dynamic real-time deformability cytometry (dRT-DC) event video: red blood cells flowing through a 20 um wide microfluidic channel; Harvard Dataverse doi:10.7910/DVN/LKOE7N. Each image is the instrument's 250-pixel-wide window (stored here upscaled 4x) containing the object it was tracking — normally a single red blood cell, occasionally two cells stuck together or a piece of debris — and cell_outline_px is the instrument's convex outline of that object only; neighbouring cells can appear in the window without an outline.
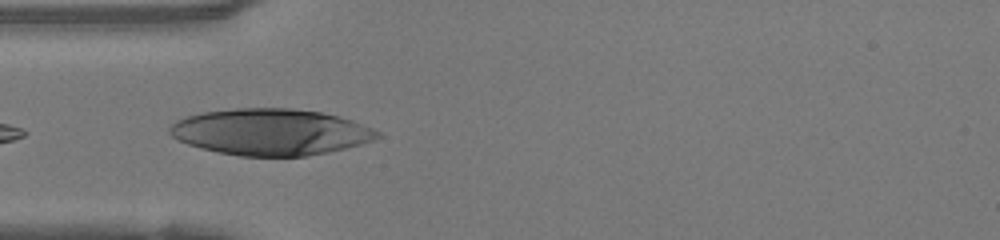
{"species": "human", "species_latin": "Homo sapiens", "temperature_condition": "warm", "stored_images_in_passage": 21, "camera_frame_rate_fps": 3000, "um_per_image_px": 0.085, "donor": {"sex": "female"}, "frame": {"image": 1, "passage_image": 1, "time_ms": 0.0, "image_size_px": [1000, 240], "cell_outline_px": [[380, 136], [372, 140], [360, 144], [328, 152], [304, 156], [240, 156], [200, 148], [188, 144], [172, 136], [168, 132], [168, 128], [176, 120], [188, 116], [204, 112], [236, 108], [292, 108], [320, 112], [340, 116], [352, 120], [372, 128], [380, 132]], "centroid_in_image_um": [23.0, 11.21], "position_along_channel_um": 62.0, "area_um2": 55.89}}